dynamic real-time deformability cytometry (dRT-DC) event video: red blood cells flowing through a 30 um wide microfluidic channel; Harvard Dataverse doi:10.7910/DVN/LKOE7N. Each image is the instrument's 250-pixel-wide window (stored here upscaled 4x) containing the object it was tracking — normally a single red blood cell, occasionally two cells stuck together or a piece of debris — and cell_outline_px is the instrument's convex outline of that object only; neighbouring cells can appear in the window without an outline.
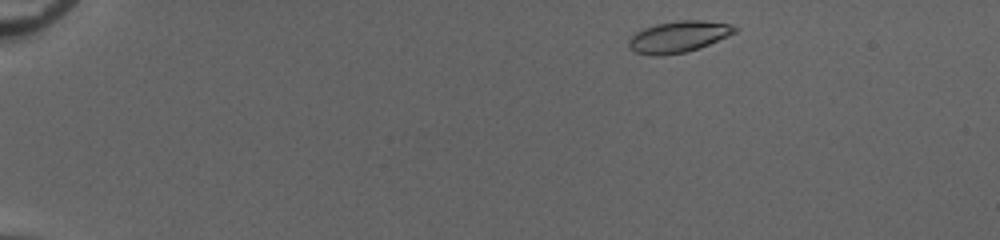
{"species": "common noctule bat (a hibernating species)", "species_latin": "Nyctalus noctula", "temperature_condition": "cold", "stored_images_in_passage": 46, "camera_frame_rate_fps": 3000, "um_per_image_px": 0.085, "animal": {"sex": "female", "body_mass_g": 20.0, "forearm_length_mm": 54.0}, "frame": {"image": 1, "passage_image": 2, "time_ms": 0.333, "image_size_px": [1000, 240], "cell_outline_px": [[740, 28], [736, 32], [728, 36], [700, 48], [684, 52], [660, 56], [652, 56], [636, 52], [628, 48], [628, 40], [636, 32], [644, 28], [656, 24], [676, 20], [704, 20], [732, 24]], "centroid_in_image_um": [57.69, 3.11], "position_along_channel_um": 27.3, "area_um2": 19.59}}
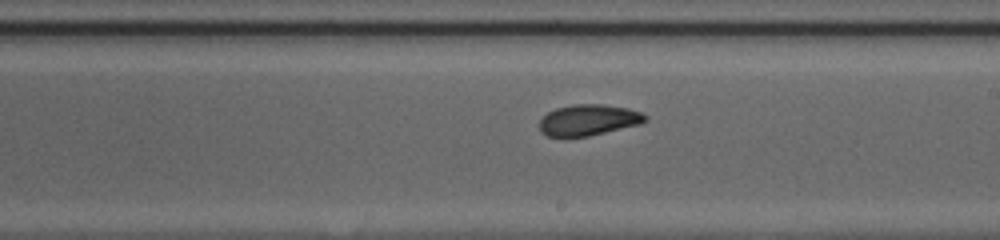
{"frame": {"image": 2, "passage_image": 26, "time_ms": 8.333, "image_size_px": [1000, 240], "cell_outline_px": [[648, 120], [640, 124], [588, 136], [548, 136], [540, 132], [540, 120], [548, 112], [556, 108], [572, 104], [600, 104], [628, 108], [640, 112], [648, 116]], "centroid_in_image_um": [50.03, 10.19], "position_along_channel_um": 239.0, "area_um2": 19.02}}
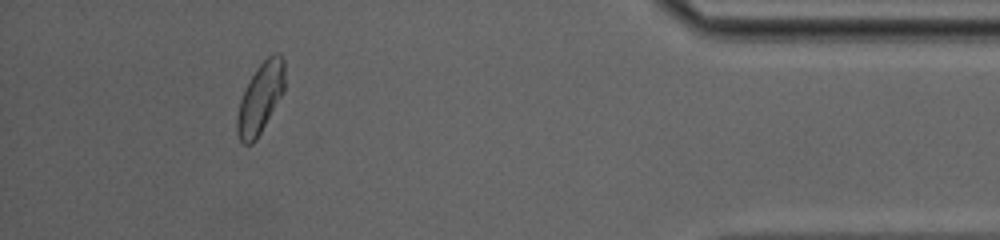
{"frame": {"image": 3, "passage_image": 42, "time_ms": 13.667, "image_size_px": [1000, 240], "cell_outline_px": [[284, 92], [256, 140], [252, 144], [244, 144], [240, 140], [236, 132], [236, 116], [240, 100], [256, 68], [272, 52], [280, 52], [284, 60]], "centroid_in_image_um": [22.14, 8.33], "position_along_channel_um": 413.1, "area_um2": 19.54}, "authors_computed_cell_mechanics": {"area_um2": 19.4786, "velocity_mm_per_s": 4.0563, "shape_relaxation_time_tau1_ms": 8.1135, "shape_relaxation_time_tau2_ms": 2.5572, "deformation_change_tau1": 0.1909, "deformation_change_tau2": 0.0769}}